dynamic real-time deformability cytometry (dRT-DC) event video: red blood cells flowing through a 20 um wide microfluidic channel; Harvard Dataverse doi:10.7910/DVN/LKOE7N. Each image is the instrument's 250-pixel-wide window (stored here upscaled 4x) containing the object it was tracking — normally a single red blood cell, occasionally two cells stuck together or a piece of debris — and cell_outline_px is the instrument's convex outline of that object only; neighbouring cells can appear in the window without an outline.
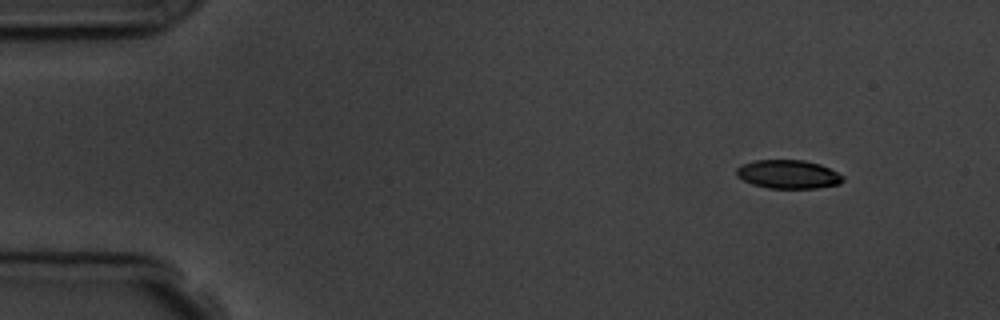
{"species": "common noctule bat (a hibernating species)", "species_latin": "Nyctalus noctula", "temperature_condition": "room temperature", "stored_images_in_passage": 3, "camera_frame_rate_fps": 3000, "um_per_image_px": 0.085, "animal": {"sex": "male", "body_mass_g": 19.5, "forearm_length_mm": 54.6}, "frame": {"image": 1, "passage_image": 1, "time_ms": 0.0, "image_size_px": [1000, 320], "cell_outline_px": [[844, 180], [840, 184], [816, 188], [768, 188], [752, 184], [736, 176], [736, 168], [740, 164], [756, 160], [804, 160], [820, 164], [844, 176]], "centroid_in_image_um": [66.98, 14.81], "position_along_channel_um": 18.0, "area_um2": 17.8}}